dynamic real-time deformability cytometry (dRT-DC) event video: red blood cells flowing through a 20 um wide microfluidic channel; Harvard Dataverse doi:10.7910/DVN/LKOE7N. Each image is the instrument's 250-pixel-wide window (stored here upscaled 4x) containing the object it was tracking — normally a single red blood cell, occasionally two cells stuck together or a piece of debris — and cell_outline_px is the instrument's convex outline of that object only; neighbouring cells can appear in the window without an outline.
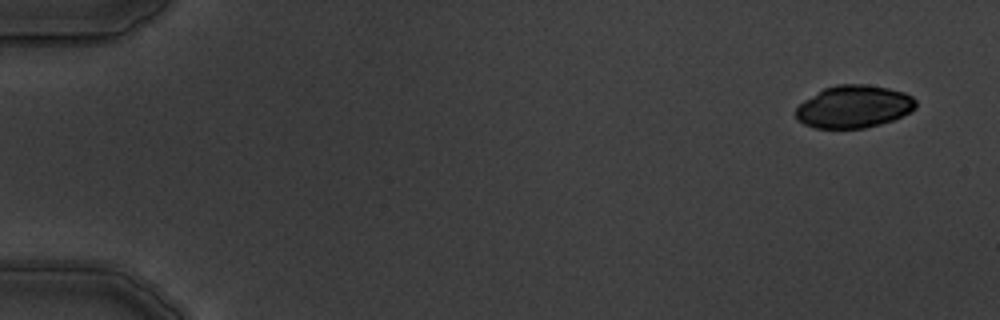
{"species": "common noctule bat (a hibernating species)", "species_latin": "Nyctalus noctula", "temperature_condition": "warm", "stored_images_in_passage": 5, "camera_frame_rate_fps": 3000, "um_per_image_px": 0.085, "animal": {"sex": "male", "body_mass_g": 19.5, "forearm_length_mm": 54.6}, "frame": {"image": 1, "passage_image": 1, "time_ms": 0.0, "image_size_px": [1000, 320], "cell_outline_px": [[916, 108], [912, 112], [892, 120], [880, 124], [864, 128], [816, 128], [804, 124], [796, 120], [796, 108], [804, 100], [824, 88], [836, 84], [864, 84], [888, 88], [904, 92], [912, 96], [916, 100]], "centroid_in_image_um": [72.59, 9.06], "position_along_channel_um": 12.4, "area_um2": 29.82}}